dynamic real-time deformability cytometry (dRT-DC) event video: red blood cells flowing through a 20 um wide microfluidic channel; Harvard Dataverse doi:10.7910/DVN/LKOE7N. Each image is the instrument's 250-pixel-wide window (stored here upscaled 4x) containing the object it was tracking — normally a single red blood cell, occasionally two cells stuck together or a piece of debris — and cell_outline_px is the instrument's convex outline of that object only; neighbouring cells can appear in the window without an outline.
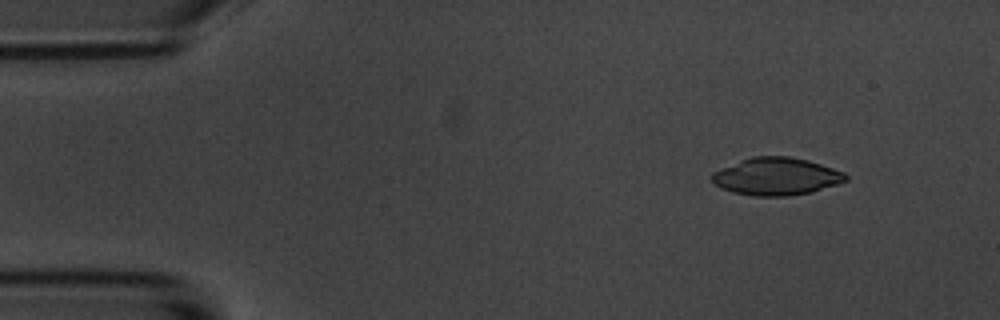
{"species": "common noctule bat (a hibernating species)", "species_latin": "Nyctalus noctula", "temperature_condition": "room temperature", "stored_images_in_passage": 3, "camera_frame_rate_fps": 3000, "um_per_image_px": 0.085, "animal": {"sex": "male", "body_mass_g": 20.1, "forearm_length_mm": 53.5}, "frame": {"image": 1, "passage_image": 1, "time_ms": 0.0, "image_size_px": [1000, 320], "cell_outline_px": [[848, 180], [812, 192], [788, 196], [752, 196], [732, 192], [720, 188], [708, 176], [712, 172], [752, 156], [788, 156], [808, 160], [844, 172], [848, 176]], "centroid_in_image_um": [65.97, 15.0], "position_along_channel_um": 19.0, "area_um2": 29.25}}